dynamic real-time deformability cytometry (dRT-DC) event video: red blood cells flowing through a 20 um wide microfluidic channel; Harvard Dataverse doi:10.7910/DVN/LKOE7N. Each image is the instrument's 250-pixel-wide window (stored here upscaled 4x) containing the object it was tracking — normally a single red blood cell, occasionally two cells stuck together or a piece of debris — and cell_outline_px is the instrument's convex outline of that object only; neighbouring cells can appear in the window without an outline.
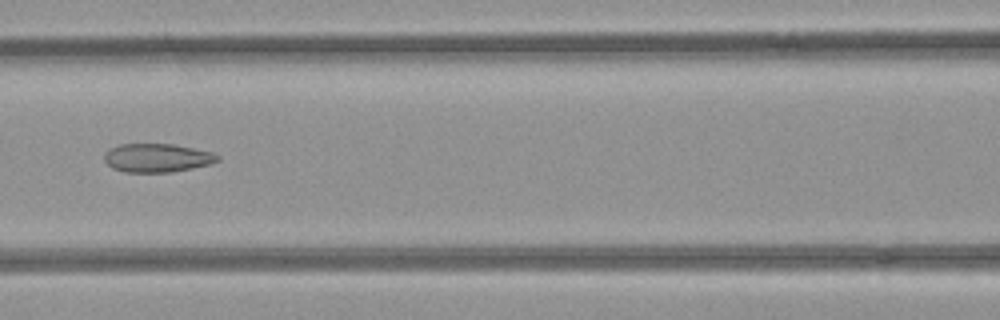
{"species": "common noctule bat (a hibernating species)", "species_latin": "Nyctalus noctula", "temperature_condition": "room temperature", "stored_images_in_passage": 7, "camera_frame_rate_fps": 3000, "um_per_image_px": 0.085, "animal": {"sex": "female", "body_mass_g": 21.9}, "frame": {"image": 1, "passage_image": 6, "time_ms": 1.667, "image_size_px": [1000, 320], "cell_outline_px": [[220, 160], [208, 164], [192, 168], [172, 172], [124, 172], [112, 168], [104, 160], [104, 152], [108, 148], [120, 144], [172, 144], [212, 152], [220, 156]], "centroid_in_image_um": [13.31, 13.42], "position_along_channel_um": 153.3, "area_um2": 18.9}}
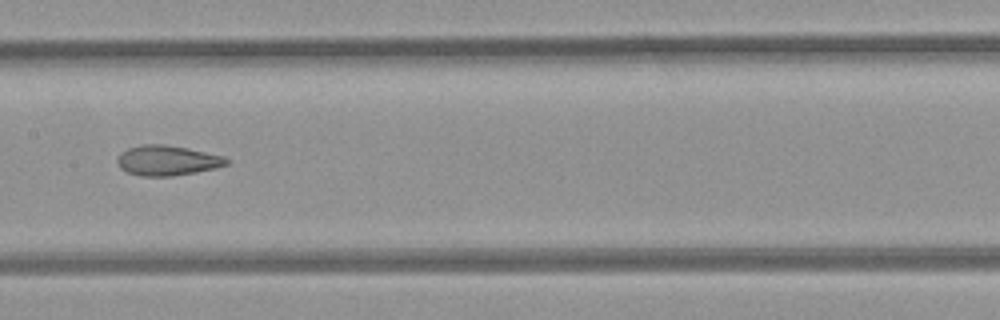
{"frame": {"image": 2, "passage_image": 7, "time_ms": 2.0, "image_size_px": [1000, 320], "cell_outline_px": [[228, 164], [216, 168], [196, 172], [172, 176], [140, 176], [128, 172], [120, 168], [116, 160], [120, 152], [128, 148], [140, 144], [164, 144], [188, 148], [224, 156], [228, 160]], "centroid_in_image_um": [14.19, 13.63], "position_along_channel_um": 193.2, "area_um2": 19.25}}